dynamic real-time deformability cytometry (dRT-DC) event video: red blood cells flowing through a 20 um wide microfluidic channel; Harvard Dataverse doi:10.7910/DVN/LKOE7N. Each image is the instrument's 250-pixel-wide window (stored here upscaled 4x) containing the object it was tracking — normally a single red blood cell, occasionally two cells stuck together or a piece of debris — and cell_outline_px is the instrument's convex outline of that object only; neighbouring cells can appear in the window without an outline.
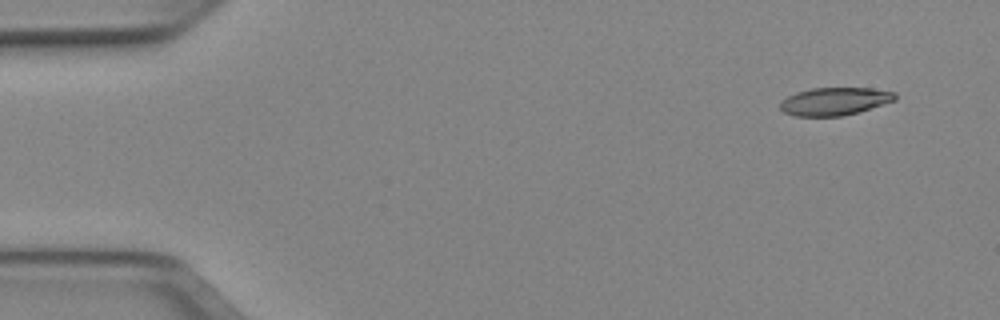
{"species": "Egyptian fruit bat (a non-hibernating species)", "species_latin": "Rousettus aegyptiacus", "temperature_condition": "cold", "stored_images_in_passage": 4, "camera_frame_rate_fps": 3000, "um_per_image_px": 0.085, "animal": {"sex": "female"}, "frame": {"image": 1, "passage_image": 1, "time_ms": 0.0, "image_size_px": [1000, 320], "cell_outline_px": [[896, 100], [860, 112], [840, 116], [796, 116], [784, 112], [780, 108], [780, 100], [796, 92], [812, 88], [872, 88], [896, 92]], "centroid_in_image_um": [70.95, 8.61], "position_along_channel_um": 14.0, "area_um2": 18.73}}
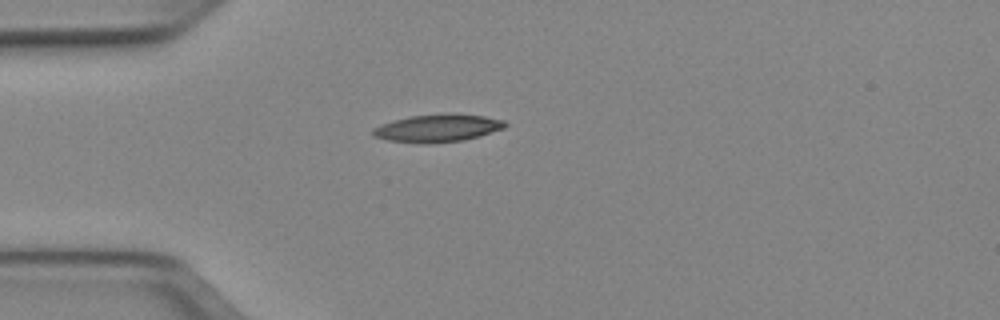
{"frame": {"image": 2, "passage_image": 4, "time_ms": 1.0, "image_size_px": [1000, 320], "cell_outline_px": [[508, 124], [504, 128], [480, 136], [464, 140], [428, 144], [424, 144], [388, 140], [372, 136], [372, 128], [380, 124], [392, 120], [412, 116], [444, 112], [484, 116], [504, 120]], "centroid_in_image_um": [37.18, 10.88], "position_along_channel_um": 47.8, "area_um2": 21.68}}